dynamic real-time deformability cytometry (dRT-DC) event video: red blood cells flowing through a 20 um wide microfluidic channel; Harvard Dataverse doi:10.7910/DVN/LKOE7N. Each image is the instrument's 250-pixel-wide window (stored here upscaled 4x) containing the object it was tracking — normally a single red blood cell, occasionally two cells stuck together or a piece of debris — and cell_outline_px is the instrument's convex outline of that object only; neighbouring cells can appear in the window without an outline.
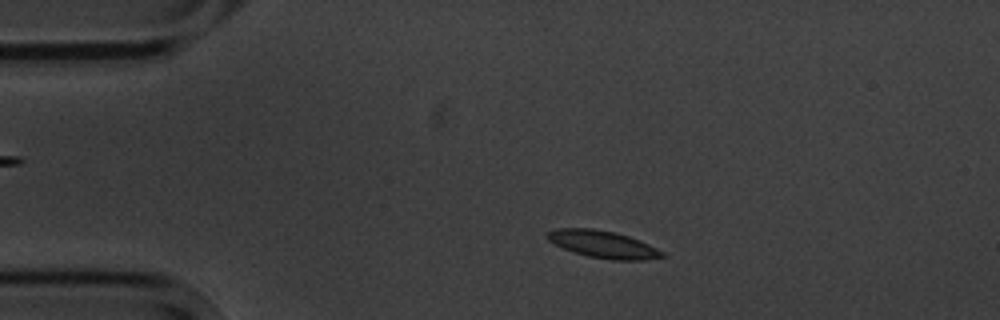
{"species": "common noctule bat (a hibernating species)", "species_latin": "Nyctalus noctula", "temperature_condition": "cold", "stored_images_in_passage": 4, "camera_frame_rate_fps": 3000, "um_per_image_px": 0.085, "animal": {"sex": "male", "body_mass_g": 20.1, "forearm_length_mm": 53.5}, "frame": {"image": 1, "passage_image": 2, "time_ms": 1.0, "image_size_px": [1000, 320], "cell_outline_px": [[668, 256], [644, 260], [612, 260], [588, 256], [564, 248], [548, 240], [548, 232], [556, 228], [592, 228], [612, 232], [628, 236], [648, 244], [664, 252]], "centroid_in_image_um": [51.3, 20.77], "position_along_channel_um": 33.7, "area_um2": 17.92}}
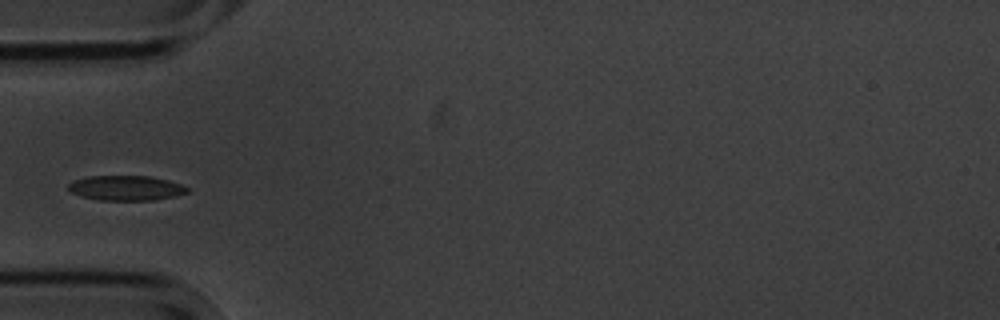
{"frame": {"image": 2, "passage_image": 4, "time_ms": 3.333, "image_size_px": [1000, 320], "cell_outline_px": [[188, 192], [176, 196], [156, 200], [100, 200], [84, 196], [72, 192], [68, 188], [68, 184], [72, 180], [88, 176], [148, 176], [168, 180], [180, 184], [188, 188]], "centroid_in_image_um": [10.72, 15.97], "position_along_channel_um": 74.3, "area_um2": 17.17}}